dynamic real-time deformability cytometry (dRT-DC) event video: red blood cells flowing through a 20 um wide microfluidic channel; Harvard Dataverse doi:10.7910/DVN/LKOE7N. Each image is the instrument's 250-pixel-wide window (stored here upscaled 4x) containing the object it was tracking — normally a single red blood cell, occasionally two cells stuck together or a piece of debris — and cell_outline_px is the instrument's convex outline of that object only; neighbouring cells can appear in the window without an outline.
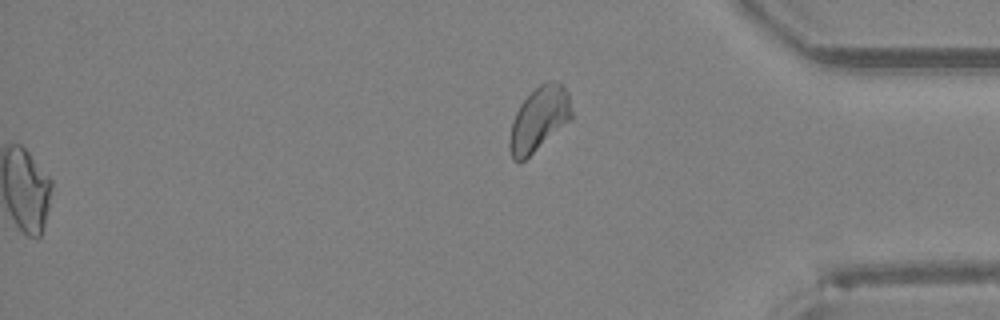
{"species": "Egyptian fruit bat (a non-hibernating species)", "species_latin": "Rousettus aegyptiacus", "temperature_condition": "room temperature", "stored_images_in_passage": 35, "segment_of_instrument_passage": [2, 2], "camera_frame_rate_fps": 3000, "um_per_image_px": 0.085, "animal": {"sex": "female"}, "frame": {"image": 1, "passage_image": 35, "time_ms": 11.333, "image_size_px": [1000, 320], "cell_outline_px": [[572, 120], [524, 160], [512, 160], [508, 148], [508, 140], [512, 120], [520, 104], [540, 84], [552, 80], [556, 80], [568, 92], [572, 112]], "centroid_in_image_um": [45.81, 10.13], "position_along_channel_um": 389.4, "area_um2": 23.24}}